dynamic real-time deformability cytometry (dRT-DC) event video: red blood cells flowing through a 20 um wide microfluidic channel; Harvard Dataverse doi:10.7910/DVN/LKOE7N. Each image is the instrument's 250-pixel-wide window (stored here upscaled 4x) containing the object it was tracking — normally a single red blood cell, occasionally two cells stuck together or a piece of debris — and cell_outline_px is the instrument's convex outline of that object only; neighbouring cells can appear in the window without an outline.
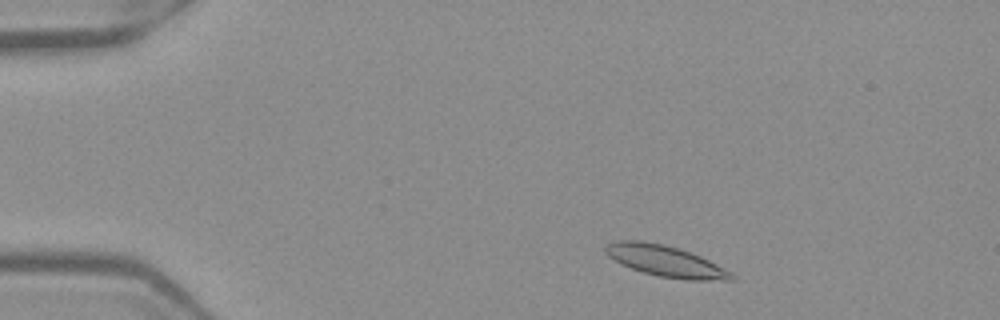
{"species": "Egyptian fruit bat (a non-hibernating species)", "species_latin": "Rousettus aegyptiacus", "temperature_condition": "warm", "stored_images_in_passage": 48, "camera_frame_rate_fps": 3000, "um_per_image_px": 0.085, "frame": {"image": 1, "passage_image": 5, "time_ms": 1.333, "image_size_px": [1000, 320], "cell_outline_px": [[736, 280], [684, 280], [660, 276], [644, 272], [620, 264], [608, 256], [604, 252], [604, 244], [616, 240], [640, 240], [664, 244], [700, 256], [732, 272], [736, 276]], "centroid_in_image_um": [56.54, 22.18], "position_along_channel_um": 28.5, "area_um2": 22.89}}
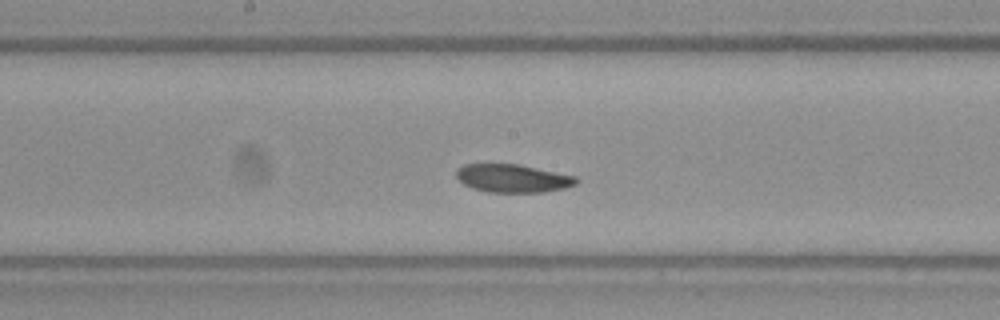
{"frame": {"image": 2, "passage_image": 24, "time_ms": 7.667, "image_size_px": [1000, 320], "cell_outline_px": [[580, 180], [576, 184], [564, 188], [544, 192], [488, 192], [472, 188], [464, 184], [456, 176], [456, 168], [464, 164], [520, 164], [576, 176]], "centroid_in_image_um": [43.59, 15.15], "position_along_channel_um": 204.6, "area_um2": 19.77}}
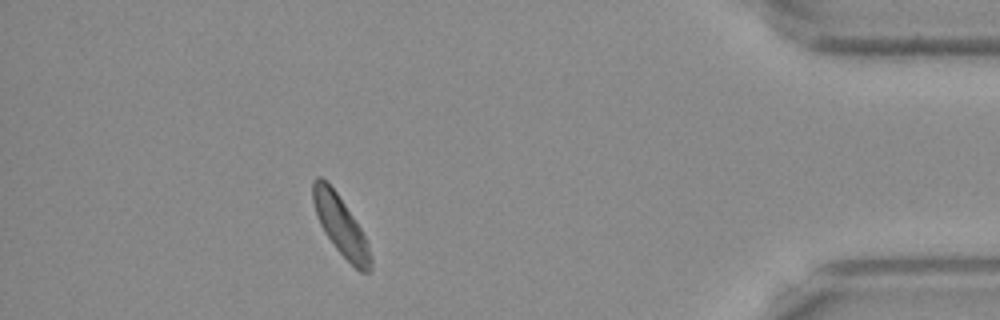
{"frame": {"image": 3, "passage_image": 43, "time_ms": 14.0, "image_size_px": [1000, 320], "cell_outline_px": [[372, 268], [368, 272], [360, 272], [336, 248], [324, 232], [316, 216], [312, 200], [312, 180], [316, 176], [320, 176], [336, 192], [360, 228], [368, 244], [372, 260]], "centroid_in_image_um": [28.93, 19.17], "position_along_channel_um": 406.3, "area_um2": 19.54}}